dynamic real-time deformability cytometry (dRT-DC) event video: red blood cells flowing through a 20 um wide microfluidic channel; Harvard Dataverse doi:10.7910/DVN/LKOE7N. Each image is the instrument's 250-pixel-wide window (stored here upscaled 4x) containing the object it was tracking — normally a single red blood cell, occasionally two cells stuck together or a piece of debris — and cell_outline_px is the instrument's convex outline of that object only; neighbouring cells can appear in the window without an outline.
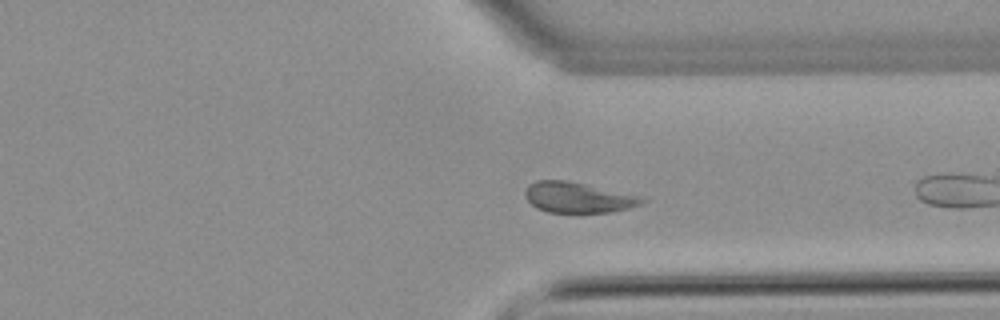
{"species": "common noctule bat (a hibernating species)", "species_latin": "Nyctalus noctula", "temperature_condition": "warm", "stored_images_in_passage": 46, "camera_frame_rate_fps": 3000, "um_per_image_px": 0.085, "animal": {"sex": "male", "body_mass_g": 21.5, "forearm_length_mm": 52.0}, "frame": {"image": 1, "passage_image": 38, "time_ms": 12.333, "image_size_px": [1000, 320], "cell_outline_px": [[648, 200], [640, 204], [628, 208], [612, 212], [580, 216], [548, 212], [536, 208], [524, 196], [524, 192], [528, 184], [536, 180], [564, 180], [648, 196]], "centroid_in_image_um": [49.19, 16.83], "position_along_channel_um": 362.2, "area_um2": 22.02}}
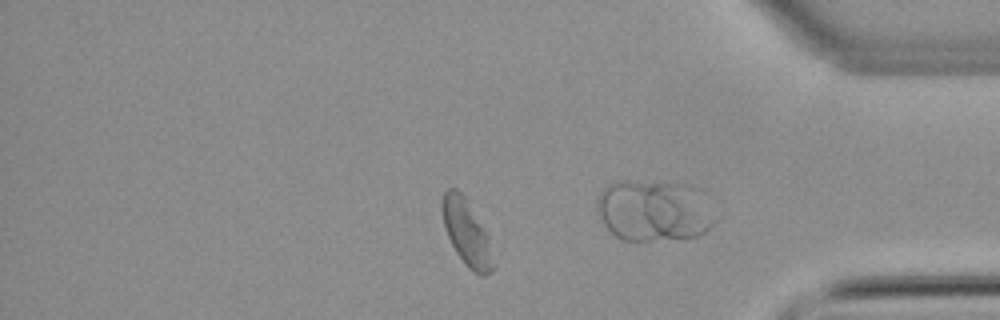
{"frame": {"image": 2, "passage_image": 43, "time_ms": 14.0, "image_size_px": [1000, 320], "cell_outline_px": [[496, 268], [492, 272], [484, 276], [480, 276], [472, 272], [468, 268], [456, 252], [448, 236], [444, 224], [440, 208], [440, 196], [448, 188], [456, 188], [464, 196], [488, 236]], "centroid_in_image_um": [39.66, 19.8], "position_along_channel_um": 395.5, "area_um2": 19.71}, "authors_computed_cell_mechanics": {"area_um2": 21.7328, "velocity_mm_per_s": 3.7538, "shape_relaxation_time_tau1_ms": 6.181, "shape_relaxation_time_tau2_ms": 4.8822, "deformation_change_tau1": 0.1464, "deformation_change_tau2": 0.1105}}